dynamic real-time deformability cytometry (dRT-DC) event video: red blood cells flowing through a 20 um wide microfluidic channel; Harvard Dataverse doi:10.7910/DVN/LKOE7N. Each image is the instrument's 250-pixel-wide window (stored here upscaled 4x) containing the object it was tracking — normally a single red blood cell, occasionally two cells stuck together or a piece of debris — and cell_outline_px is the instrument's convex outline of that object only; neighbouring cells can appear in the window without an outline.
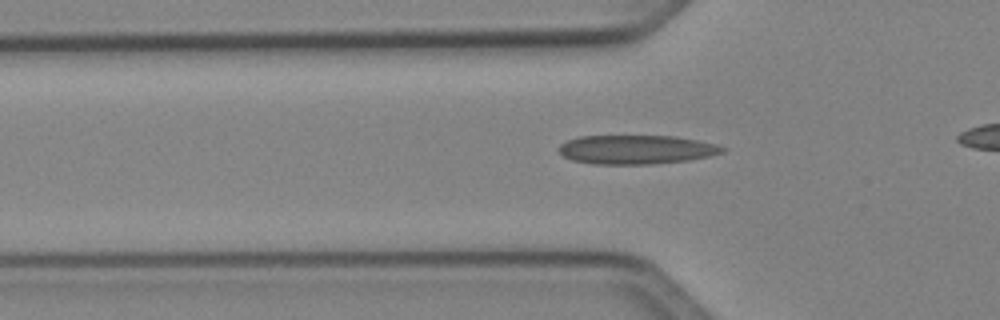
{"species": "Egyptian fruit bat (a non-hibernating species)", "species_latin": "Rousettus aegyptiacus", "temperature_condition": "cold", "stored_images_in_passage": 33, "camera_frame_rate_fps": 3000, "um_per_image_px": 0.085, "animal": {"sex": "female"}, "frame": {"image": 1, "passage_image": 9, "time_ms": 2.667, "image_size_px": [1000, 320], "cell_outline_px": [[728, 148], [724, 152], [708, 156], [688, 160], [652, 164], [596, 164], [572, 160], [564, 156], [560, 152], [560, 144], [568, 140], [580, 136], [676, 136], [716, 144]], "centroid_in_image_um": [54.11, 12.71], "position_along_channel_um": 71.7, "area_um2": 27.51}}
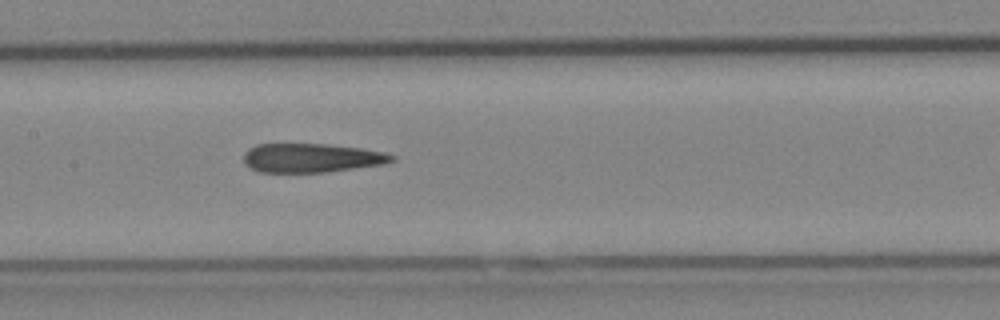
{"frame": {"image": 2, "passage_image": 17, "time_ms": 5.333, "image_size_px": [1000, 320], "cell_outline_px": [[396, 160], [384, 164], [324, 172], [260, 172], [252, 168], [244, 160], [244, 152], [248, 148], [256, 144], [324, 144], [360, 148], [384, 152], [396, 156]], "centroid_in_image_um": [26.49, 13.42], "position_along_channel_um": 180.9, "area_um2": 24.85}}
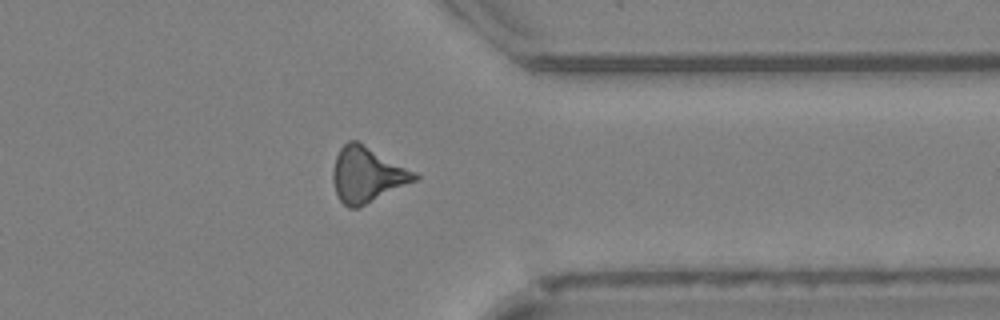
{"frame": {"image": 3, "passage_image": 32, "time_ms": 10.333, "image_size_px": [1000, 320], "cell_outline_px": [[420, 176], [416, 180], [360, 208], [348, 208], [340, 200], [336, 192], [332, 180], [332, 172], [336, 156], [340, 148], [348, 140], [356, 140], [416, 172]], "centroid_in_image_um": [31.19, 14.86], "position_along_channel_um": 380.2, "area_um2": 26.3}}